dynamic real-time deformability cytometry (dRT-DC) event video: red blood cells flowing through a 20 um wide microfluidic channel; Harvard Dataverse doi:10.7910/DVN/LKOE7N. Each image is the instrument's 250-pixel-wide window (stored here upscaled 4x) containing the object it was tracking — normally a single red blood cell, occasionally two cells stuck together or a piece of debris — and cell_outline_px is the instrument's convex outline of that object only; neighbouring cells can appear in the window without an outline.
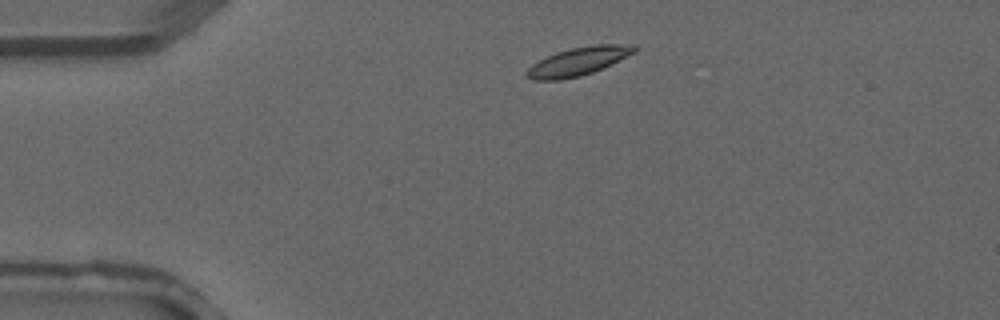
{"species": "common noctule bat (a hibernating species)", "species_latin": "Nyctalus noctula", "temperature_condition": "warm", "stored_images_in_passage": 3, "camera_frame_rate_fps": 3000, "um_per_image_px": 0.085, "animal": {"sex": "male", "forearm_length_mm": 52.5}, "frame": {"image": 1, "passage_image": 1, "time_ms": 0.0, "image_size_px": [1000, 320], "cell_outline_px": [[636, 52], [592, 72], [580, 76], [560, 80], [532, 80], [524, 72], [532, 64], [556, 52], [572, 48], [596, 44], [636, 44]], "centroid_in_image_um": [49.15, 5.21], "position_along_channel_um": 35.9, "area_um2": 17.51}}
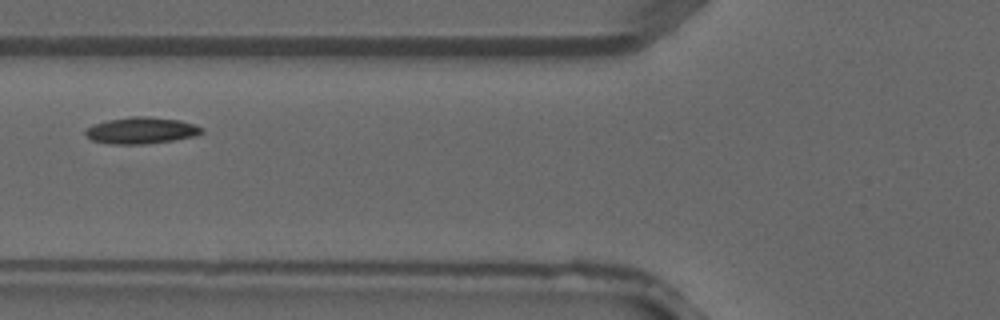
{"frame": {"image": 2, "passage_image": 3, "time_ms": 0.667, "image_size_px": [1000, 320], "cell_outline_px": [[204, 132], [196, 136], [172, 140], [144, 144], [108, 144], [92, 140], [84, 132], [92, 124], [108, 120], [132, 116], [148, 116], [180, 120], [196, 124], [204, 128]], "centroid_in_image_um": [12.05, 11.08], "position_along_channel_um": 113.8, "area_um2": 18.09}}